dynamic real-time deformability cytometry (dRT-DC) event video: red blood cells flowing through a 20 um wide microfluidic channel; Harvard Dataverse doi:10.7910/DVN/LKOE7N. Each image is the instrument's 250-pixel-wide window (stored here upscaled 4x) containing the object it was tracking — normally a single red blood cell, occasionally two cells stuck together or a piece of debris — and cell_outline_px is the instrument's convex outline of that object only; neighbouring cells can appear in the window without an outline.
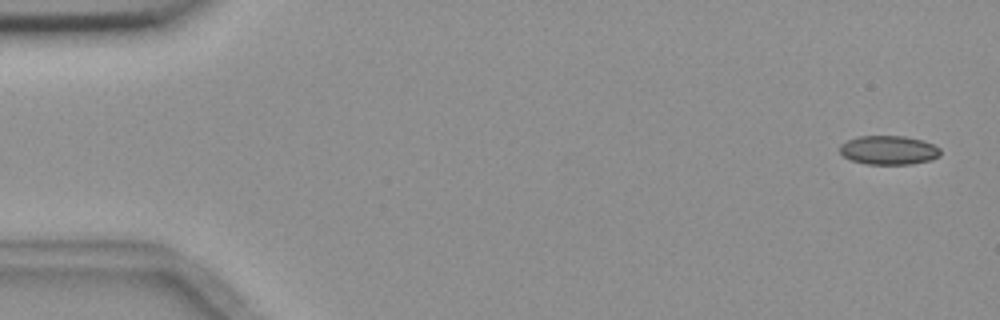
{"species": "common noctule bat (a hibernating species)", "species_latin": "Nyctalus noctula", "temperature_condition": "room temperature", "stored_images_in_passage": 6, "segment_of_instrument_passage": [1, 2], "camera_frame_rate_fps": 3000, "um_per_image_px": 0.085, "animal": {"sex": "female", "body_mass_g": 18.4}, "frame": {"image": 1, "passage_image": 1, "time_ms": 0.0, "image_size_px": [1000, 320], "cell_outline_px": [[940, 156], [932, 160], [908, 164], [864, 164], [852, 160], [844, 156], [840, 152], [840, 144], [848, 140], [860, 136], [904, 136], [924, 140], [940, 148]], "centroid_in_image_um": [75.56, 12.76], "position_along_channel_um": 9.4, "area_um2": 16.99}}
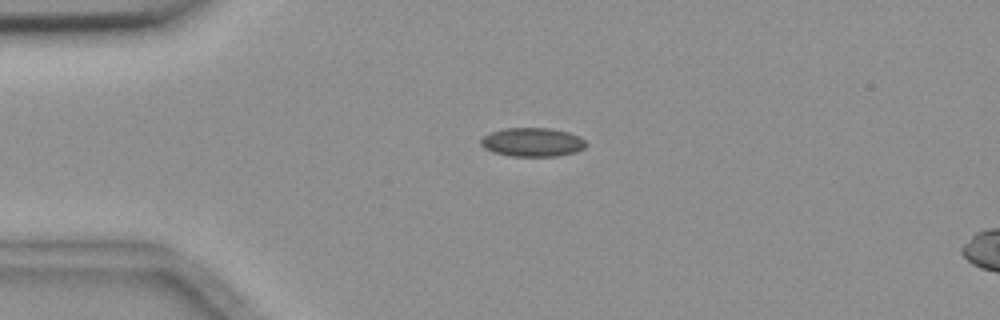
{"frame": {"image": 2, "passage_image": 4, "time_ms": 3.667, "image_size_px": [1000, 320], "cell_outline_px": [[588, 144], [584, 148], [576, 152], [556, 156], [512, 156], [492, 152], [484, 148], [480, 144], [480, 140], [488, 132], [504, 128], [552, 128], [568, 132], [580, 136]], "centroid_in_image_um": [45.25, 12.08], "position_along_channel_um": 39.8, "area_um2": 17.86}}